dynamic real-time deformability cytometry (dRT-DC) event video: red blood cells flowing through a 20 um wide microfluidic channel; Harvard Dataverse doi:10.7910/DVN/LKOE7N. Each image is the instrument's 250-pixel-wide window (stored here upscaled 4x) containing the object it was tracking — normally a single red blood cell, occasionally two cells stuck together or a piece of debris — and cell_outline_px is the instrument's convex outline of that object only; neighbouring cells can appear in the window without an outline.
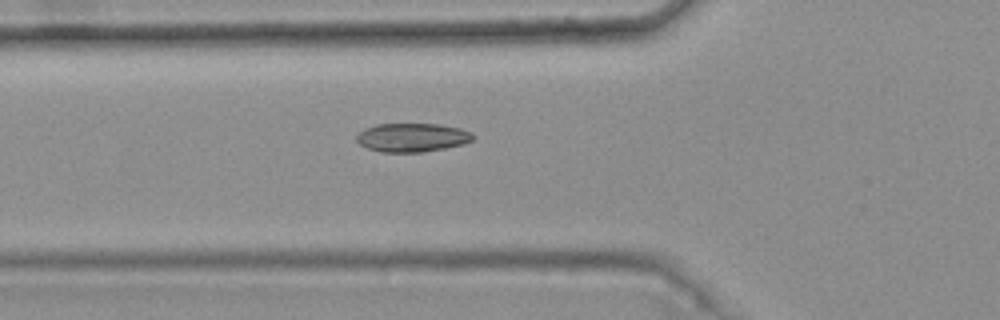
{"species": "common noctule bat (a hibernating species)", "species_latin": "Nyctalus noctula", "temperature_condition": "warm", "stored_images_in_passage": 6, "camera_frame_rate_fps": 3000, "um_per_image_px": 0.085, "animal": {"sex": "female", "body_mass_g": 25.1}, "frame": {"image": 1, "passage_image": 6, "time_ms": 1.667, "image_size_px": [1000, 320], "cell_outline_px": [[476, 136], [472, 140], [464, 144], [424, 152], [380, 152], [368, 148], [360, 144], [356, 140], [356, 136], [364, 128], [376, 124], [440, 124], [460, 128], [472, 132]], "centroid_in_image_um": [35.05, 11.68], "position_along_channel_um": 90.7, "area_um2": 19.59}}